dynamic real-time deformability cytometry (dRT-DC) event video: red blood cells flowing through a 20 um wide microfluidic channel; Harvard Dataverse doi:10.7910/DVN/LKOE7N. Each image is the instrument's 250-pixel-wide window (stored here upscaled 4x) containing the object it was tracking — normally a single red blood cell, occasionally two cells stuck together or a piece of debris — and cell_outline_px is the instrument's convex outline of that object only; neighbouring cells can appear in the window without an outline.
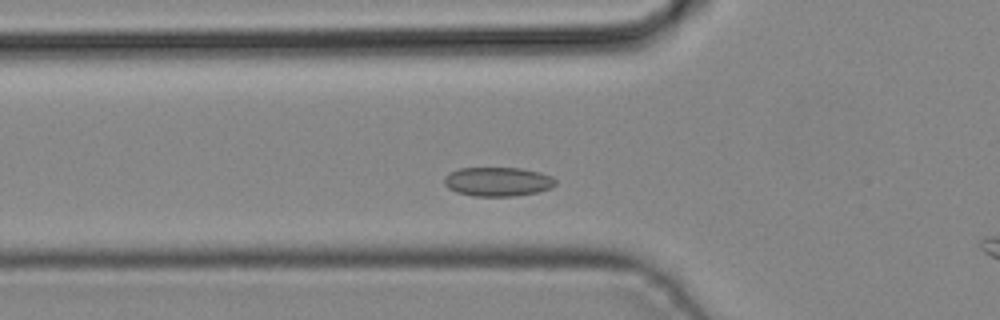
{"species": "common noctule bat (a hibernating species)", "species_latin": "Nyctalus noctula", "temperature_condition": "cold", "stored_images_in_passage": 38, "camera_frame_rate_fps": 3000, "um_per_image_px": 0.085, "animal": {"sex": "male", "body_mass_g": 19.2, "forearm_length_mm": 51.8}, "frame": {"image": 1, "passage_image": 8, "time_ms": 2.333, "image_size_px": [1000, 320], "cell_outline_px": [[556, 184], [552, 188], [536, 192], [512, 196], [472, 196], [456, 192], [448, 188], [444, 184], [444, 176], [460, 168], [520, 168], [540, 172], [552, 176], [556, 180]], "centroid_in_image_um": [42.31, 15.44], "position_along_channel_um": 83.5, "area_um2": 18.9}}
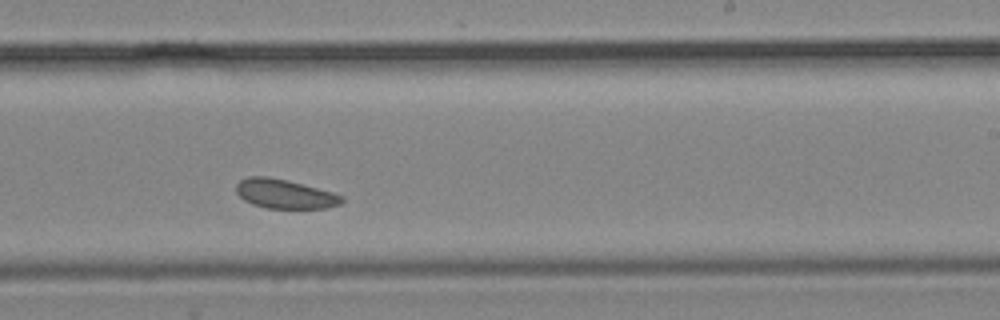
{"frame": {"image": 2, "passage_image": 20, "time_ms": 6.333, "image_size_px": [1000, 320], "cell_outline_px": [[344, 200], [340, 204], [324, 208], [268, 208], [252, 204], [244, 200], [236, 192], [236, 184], [240, 180], [248, 176], [268, 176], [288, 180], [332, 192], [344, 196]], "centroid_in_image_um": [24.19, 16.47], "position_along_channel_um": 264.8, "area_um2": 17.98}}
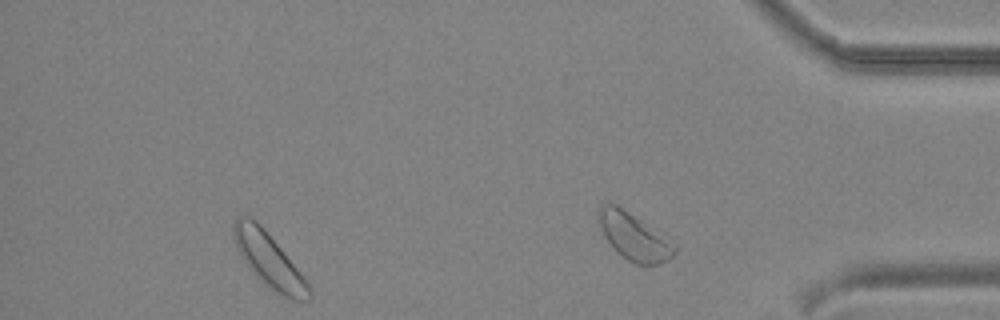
{"frame": {"image": 3, "passage_image": 34, "time_ms": 11.0, "image_size_px": [1000, 320], "cell_outline_px": [[312, 300], [292, 300], [276, 292], [244, 264], [236, 248], [232, 236], [232, 224], [236, 216], [248, 216], [256, 220], [264, 228], [300, 272], [308, 284], [312, 292]], "centroid_in_image_um": [22.81, 22.07], "position_along_channel_um": 412.4, "area_um2": 23.58}}